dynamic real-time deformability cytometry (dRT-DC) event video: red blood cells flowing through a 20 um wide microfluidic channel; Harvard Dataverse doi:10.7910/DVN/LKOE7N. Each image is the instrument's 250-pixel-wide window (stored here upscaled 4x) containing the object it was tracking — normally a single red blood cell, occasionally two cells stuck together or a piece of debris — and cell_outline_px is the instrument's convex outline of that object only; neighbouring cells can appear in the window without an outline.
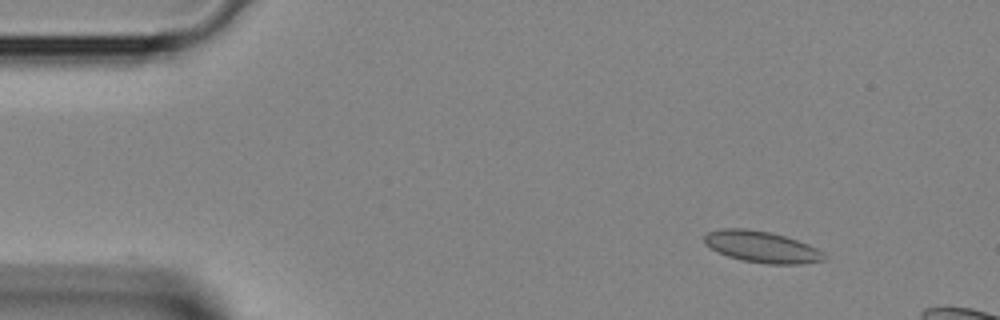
{"species": "Egyptian fruit bat (a non-hibernating species)", "species_latin": "Rousettus aegyptiacus", "temperature_condition": "room temperature", "stored_images_in_passage": 4, "camera_frame_rate_fps": 3000, "um_per_image_px": 0.085, "animal": {"sex": "female"}, "frame": {"image": 1, "passage_image": 4, "time_ms": 1.0, "image_size_px": [1000, 320], "cell_outline_px": [[828, 256], [824, 260], [800, 264], [768, 264], [744, 260], [728, 256], [704, 244], [704, 236], [708, 232], [720, 228], [744, 228], [768, 232], [784, 236], [808, 244], [824, 252]], "centroid_in_image_um": [64.76, 20.98], "position_along_channel_um": 20.2, "area_um2": 21.73}}